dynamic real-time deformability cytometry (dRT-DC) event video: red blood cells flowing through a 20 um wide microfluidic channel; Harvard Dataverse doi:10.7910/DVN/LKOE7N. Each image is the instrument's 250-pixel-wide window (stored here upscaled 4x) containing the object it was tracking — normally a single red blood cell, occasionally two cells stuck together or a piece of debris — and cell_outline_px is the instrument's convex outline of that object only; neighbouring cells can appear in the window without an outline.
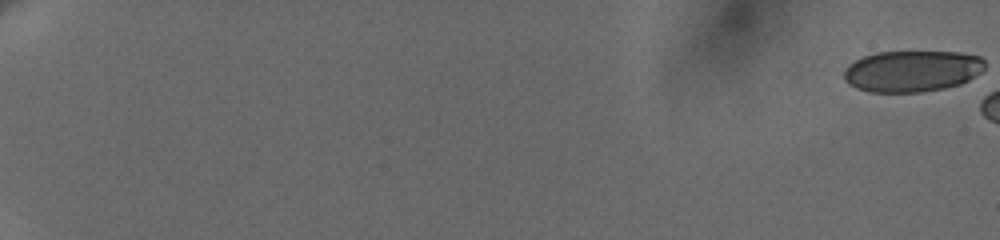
{"species": "human", "species_latin": "Homo sapiens", "temperature_condition": "cold", "stored_images_in_passage": 4, "camera_frame_rate_fps": 3000, "um_per_image_px": 0.085, "donor": {"sex": "female"}, "frame": {"image": 1, "passage_image": 1, "time_ms": 0.0, "image_size_px": [1000, 240], "cell_outline_px": [[984, 68], [980, 72], [968, 80], [960, 84], [944, 88], [920, 92], [868, 92], [856, 88], [848, 84], [844, 80], [844, 68], [848, 64], [864, 56], [876, 52], [960, 52], [980, 56], [984, 60]], "centroid_in_image_um": [77.49, 6.04], "position_along_channel_um": 7.5, "area_um2": 34.04}}